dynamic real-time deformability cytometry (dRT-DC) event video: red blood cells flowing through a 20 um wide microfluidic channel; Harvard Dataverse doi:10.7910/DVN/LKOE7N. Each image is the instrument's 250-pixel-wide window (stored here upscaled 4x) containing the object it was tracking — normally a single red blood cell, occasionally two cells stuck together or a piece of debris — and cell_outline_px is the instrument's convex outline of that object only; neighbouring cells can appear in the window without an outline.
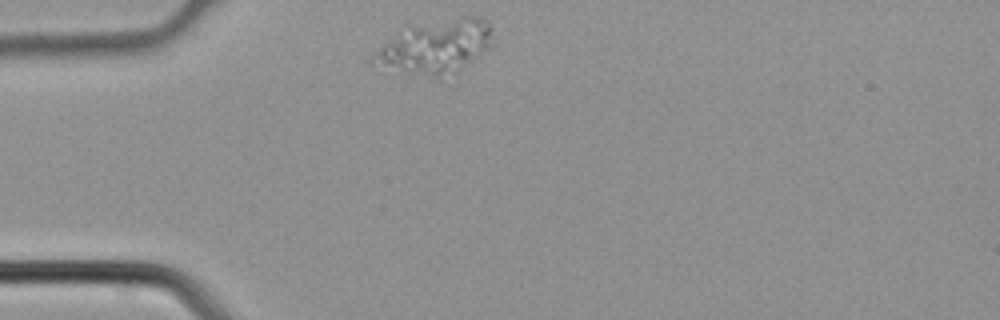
{"species": "common noctule bat (a hibernating species)", "species_latin": "Nyctalus noctula", "temperature_condition": "cold", "stored_images_in_passage": 2, "camera_frame_rate_fps": 3000, "um_per_image_px": 0.085, "animal": {"sex": "male", "body_mass_g": 21.5, "forearm_length_mm": 52.0}, "frame": {"image": 1, "passage_image": 1, "time_ms": 0.0, "image_size_px": [1000, 320], "cell_outline_px": [[492, 28], [488, 48], [456, 72], [440, 76], [436, 76], [372, 64], [380, 48], [400, 28], [408, 24], [460, 16], [480, 16], [488, 20]], "centroid_in_image_um": [37.07, 3.86], "position_along_channel_um": 47.9, "area_um2": 36.3}}
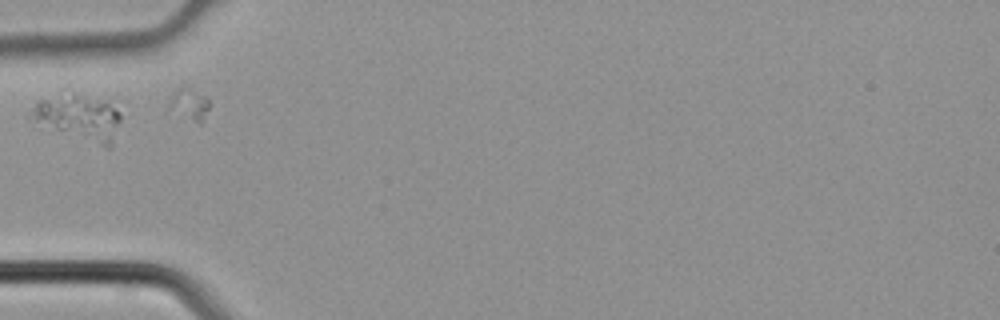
{"frame": {"image": 2, "passage_image": 2, "time_ms": 0.333, "image_size_px": [1000, 320], "cell_outline_px": [[120, 120], [112, 148], [108, 148], [36, 128], [24, 116], [40, 100], [72, 96], [76, 96], [108, 104], [120, 112]], "centroid_in_image_um": [6.55, 10.15], "position_along_channel_um": 78.4, "area_um2": 23.99}}